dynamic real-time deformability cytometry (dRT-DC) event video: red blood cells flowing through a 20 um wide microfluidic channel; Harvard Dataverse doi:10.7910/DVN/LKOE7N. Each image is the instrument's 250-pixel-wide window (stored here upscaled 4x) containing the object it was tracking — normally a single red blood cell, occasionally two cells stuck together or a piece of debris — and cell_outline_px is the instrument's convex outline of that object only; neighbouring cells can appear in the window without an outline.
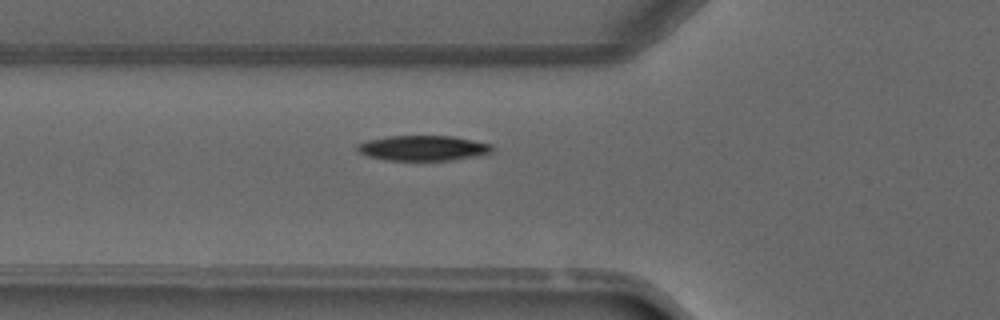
{"species": "common noctule bat (a hibernating species)", "species_latin": "Nyctalus noctula", "temperature_condition": "warm", "stored_images_in_passage": 5, "camera_frame_rate_fps": 3000, "um_per_image_px": 0.085, "animal": {"sex": "male", "forearm_length_mm": 52.5}, "frame": {"image": 1, "passage_image": 5, "time_ms": 4.667, "image_size_px": [1000, 320], "cell_outline_px": [[492, 152], [480, 156], [452, 160], [388, 160], [368, 156], [360, 152], [356, 148], [356, 144], [368, 140], [388, 136], [452, 136], [492, 144]], "centroid_in_image_um": [35.98, 12.59], "position_along_channel_um": 89.8, "area_um2": 19.77}}